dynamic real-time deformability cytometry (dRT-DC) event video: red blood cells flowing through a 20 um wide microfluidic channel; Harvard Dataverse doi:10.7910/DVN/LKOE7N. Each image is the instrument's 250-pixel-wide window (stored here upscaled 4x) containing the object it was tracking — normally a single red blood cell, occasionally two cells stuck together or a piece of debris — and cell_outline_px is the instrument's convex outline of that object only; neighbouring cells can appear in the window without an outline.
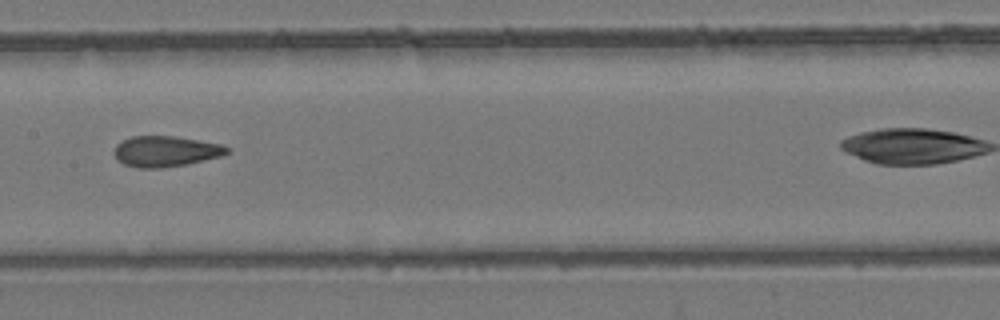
{"species": "common noctule bat (a hibernating species)", "species_latin": "Nyctalus noctula", "temperature_condition": "room temperature", "stored_images_in_passage": 6, "segment_of_instrument_passage": [1, 2], "camera_frame_rate_fps": 3000, "um_per_image_px": 0.085, "animal": {"sex": "female", "body_mass_g": 24.6, "forearm_length_mm": 56.2}, "frame": {"image": 1, "passage_image": 5, "time_ms": 4.333, "image_size_px": [1000, 320], "cell_outline_px": [[228, 152], [220, 156], [184, 164], [160, 168], [136, 168], [124, 164], [116, 160], [112, 152], [116, 144], [132, 136], [172, 136], [220, 144], [228, 148]], "centroid_in_image_um": [13.98, 12.87], "position_along_channel_um": 193.4, "area_um2": 19.94}}